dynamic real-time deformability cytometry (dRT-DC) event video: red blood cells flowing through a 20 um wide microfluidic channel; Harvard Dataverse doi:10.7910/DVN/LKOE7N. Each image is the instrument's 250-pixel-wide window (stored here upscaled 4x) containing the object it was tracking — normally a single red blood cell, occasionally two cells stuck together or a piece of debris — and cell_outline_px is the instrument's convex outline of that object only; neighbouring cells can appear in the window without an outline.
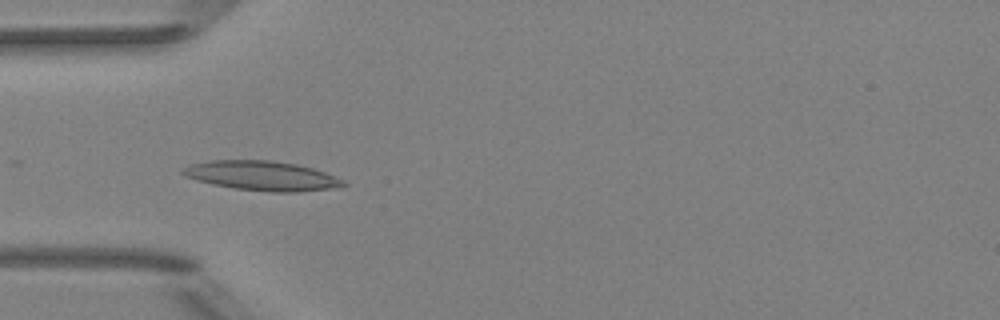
{"species": "Egyptian fruit bat (a non-hibernating species)", "species_latin": "Rousettus aegyptiacus", "temperature_condition": "room temperature", "stored_images_in_passage": 36, "camera_frame_rate_fps": 3000, "um_per_image_px": 0.085, "animal": {"sex": "female"}, "frame": {"image": 1, "passage_image": 9, "time_ms": 2.667, "image_size_px": [1000, 320], "cell_outline_px": [[348, 184], [328, 188], [300, 192], [272, 192], [232, 188], [212, 184], [196, 180], [184, 176], [180, 172], [180, 168], [192, 164], [212, 160], [272, 160], [296, 164], [312, 168], [324, 172], [344, 180]], "centroid_in_image_um": [22.21, 14.93], "position_along_channel_um": 62.8, "area_um2": 27.57}}
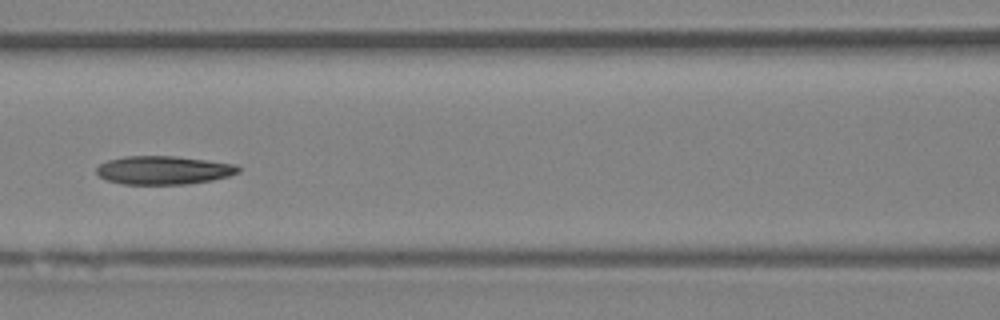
{"frame": {"image": 2, "passage_image": 16, "time_ms": 5.0, "image_size_px": [1000, 320], "cell_outline_px": [[240, 172], [228, 176], [212, 180], [188, 184], [124, 184], [108, 180], [100, 176], [96, 172], [96, 168], [100, 164], [108, 160], [124, 156], [176, 156], [236, 164], [240, 168]], "centroid_in_image_um": [13.92, 14.46], "position_along_channel_um": 152.7, "area_um2": 23.47}}
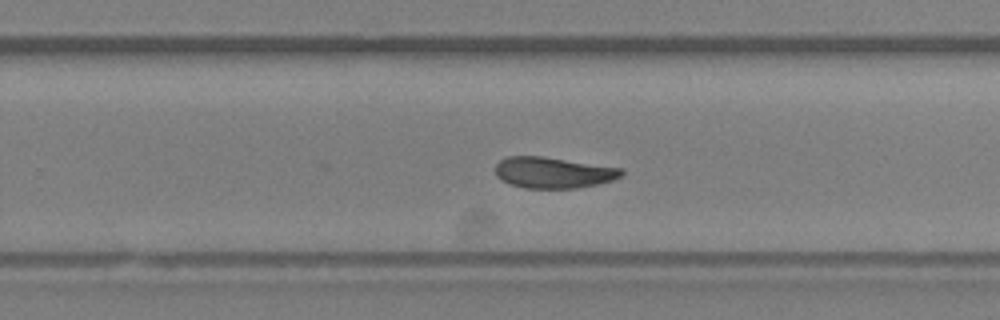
{"frame": {"image": 3, "passage_image": 26, "time_ms": 8.333, "image_size_px": [1000, 320], "cell_outline_px": [[624, 172], [620, 176], [612, 180], [596, 184], [576, 188], [524, 188], [500, 180], [496, 176], [496, 164], [500, 160], [508, 156], [544, 156], [624, 168]], "centroid_in_image_um": [47.02, 14.66], "position_along_channel_um": 282.8, "area_um2": 22.89}, "authors_computed_cell_mechanics": {"area_um2": 23.8425, "velocity_mm_per_s": 3.915, "shape_relaxation_time_tau1_ms": null, "shape_relaxation_time_tau2_ms": 7.5078, "deformation_change_tau1": null, "deformation_change_tau2": 0.1416}}